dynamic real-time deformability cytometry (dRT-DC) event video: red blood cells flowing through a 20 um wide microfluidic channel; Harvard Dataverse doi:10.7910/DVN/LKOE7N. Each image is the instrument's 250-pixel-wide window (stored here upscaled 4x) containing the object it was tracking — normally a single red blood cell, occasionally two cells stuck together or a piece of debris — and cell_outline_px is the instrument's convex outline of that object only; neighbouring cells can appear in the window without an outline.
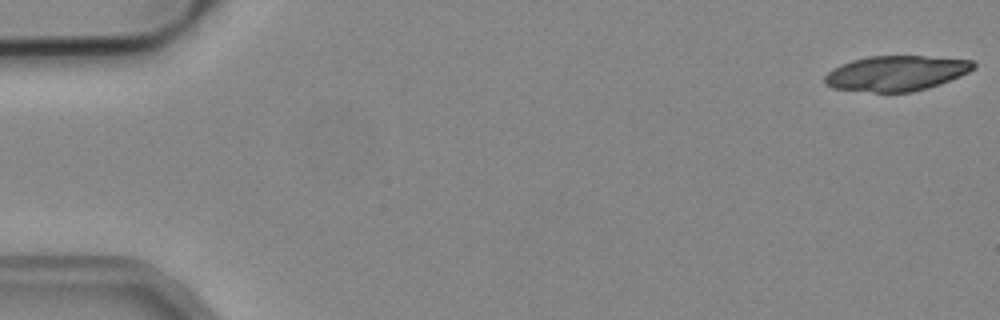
{"species": "common noctule bat (a hibernating species)", "species_latin": "Nyctalus noctula", "temperature_condition": "cold", "stored_images_in_passage": 14, "camera_frame_rate_fps": 3000, "um_per_image_px": 0.085, "animal": {"sex": "male", "body_mass_g": 19.2, "forearm_length_mm": 51.8}, "frame": {"image": 1, "passage_image": 1, "time_ms": 0.0, "image_size_px": [1000, 320], "cell_outline_px": [[976, 68], [960, 76], [940, 84], [928, 88], [912, 92], [872, 92], [832, 88], [824, 84], [824, 76], [832, 68], [840, 64], [852, 60], [868, 56], [924, 56], [972, 60], [976, 64]], "centroid_in_image_um": [76.16, 6.23], "position_along_channel_um": 8.8, "area_um2": 30.69}}